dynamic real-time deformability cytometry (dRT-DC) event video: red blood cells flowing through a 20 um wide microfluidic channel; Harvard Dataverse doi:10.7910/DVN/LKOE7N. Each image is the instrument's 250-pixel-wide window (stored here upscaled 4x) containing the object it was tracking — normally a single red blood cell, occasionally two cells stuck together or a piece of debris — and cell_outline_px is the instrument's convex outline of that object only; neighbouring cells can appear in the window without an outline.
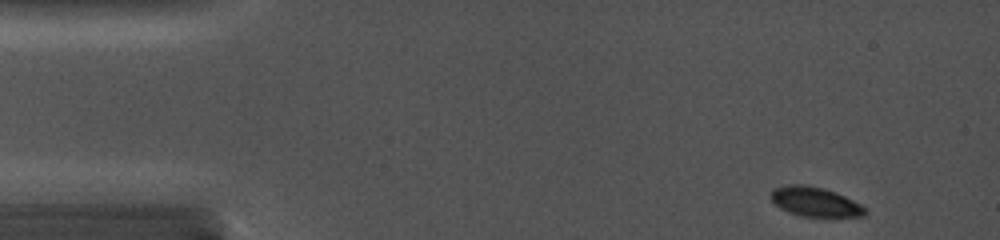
{"species": "common noctule bat (a hibernating species)", "species_latin": "Nyctalus noctula", "temperature_condition": "cold", "stored_images_in_passage": 21, "camera_frame_rate_fps": 5000, "um_per_image_px": 0.085, "animal": {"sex": "female", "body_mass_g": 19.0, "forearm_length_mm": 56.7}, "frame": {"image": 1, "passage_image": 1, "time_ms": 0.0, "image_size_px": [1000, 240], "cell_outline_px": [[868, 212], [864, 216], [800, 216], [788, 212], [780, 208], [772, 200], [772, 188], [788, 184], [804, 184], [824, 188], [836, 192], [860, 204]], "centroid_in_image_um": [69.26, 17.14], "position_along_channel_um": 15.7, "area_um2": 16.07}}
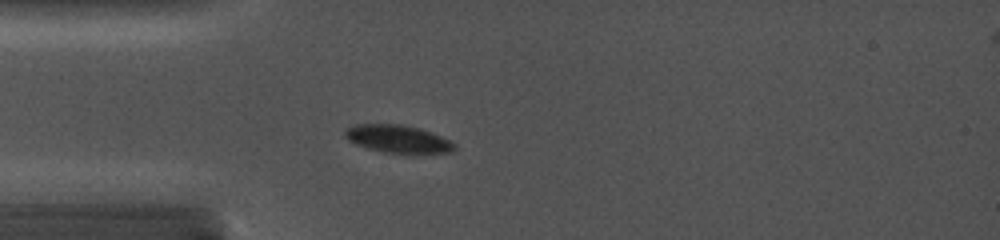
{"frame": {"image": 2, "passage_image": 12, "time_ms": 3.2, "image_size_px": [1000, 240], "cell_outline_px": [[456, 148], [452, 152], [404, 156], [384, 152], [368, 148], [356, 144], [348, 140], [344, 136], [344, 132], [348, 128], [356, 124], [400, 124], [420, 128], [440, 136], [456, 144]], "centroid_in_image_um": [33.86, 11.85], "position_along_channel_um": 51.1, "area_um2": 18.26}}
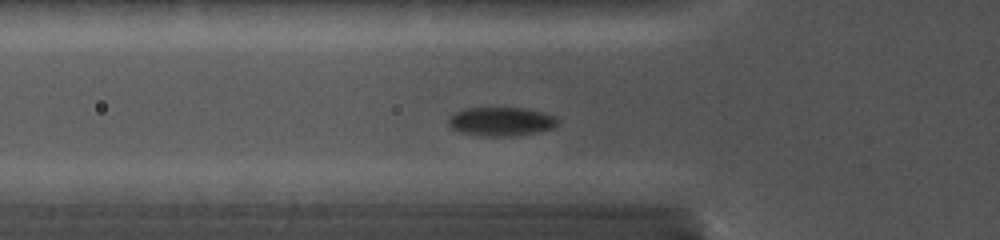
{"frame": {"image": 3, "passage_image": 18, "time_ms": 4.2, "image_size_px": [1000, 240], "cell_outline_px": [[560, 120], [552, 128], [536, 132], [516, 136], [480, 136], [460, 132], [452, 128], [448, 124], [448, 116], [464, 108], [528, 108], [544, 112], [556, 116]], "centroid_in_image_um": [42.6, 10.32], "position_along_channel_um": 83.2, "area_um2": 18.55}}